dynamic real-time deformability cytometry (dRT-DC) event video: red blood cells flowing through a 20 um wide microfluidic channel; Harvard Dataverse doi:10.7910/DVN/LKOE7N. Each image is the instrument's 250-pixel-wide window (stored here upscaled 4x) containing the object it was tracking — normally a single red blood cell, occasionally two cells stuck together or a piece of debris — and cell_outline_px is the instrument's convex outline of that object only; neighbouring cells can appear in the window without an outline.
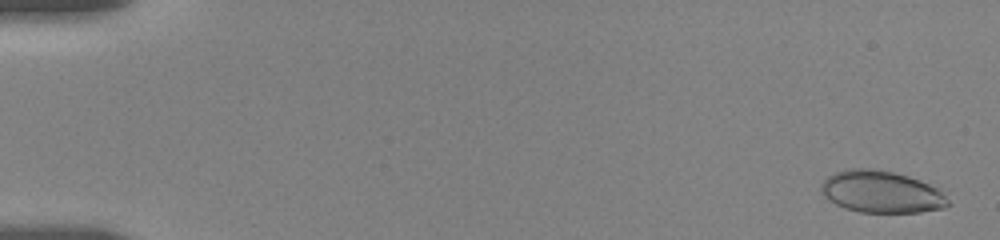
{"species": "human", "species_latin": "Homo sapiens", "temperature_condition": "room temperature", "stored_images_in_passage": 39, "camera_frame_rate_fps": 3000, "um_per_image_px": 0.085, "donor": {"sex": "female"}, "frame": {"image": 1, "passage_image": 2, "time_ms": 0.333, "image_size_px": [1000, 240], "cell_outline_px": [[952, 204], [944, 208], [920, 212], [860, 212], [844, 208], [836, 204], [824, 196], [820, 188], [820, 184], [828, 176], [836, 172], [848, 168], [872, 168], [892, 172], [908, 176], [920, 180], [936, 188]], "centroid_in_image_um": [74.89, 16.31], "position_along_channel_um": 10.1, "area_um2": 30.92}}
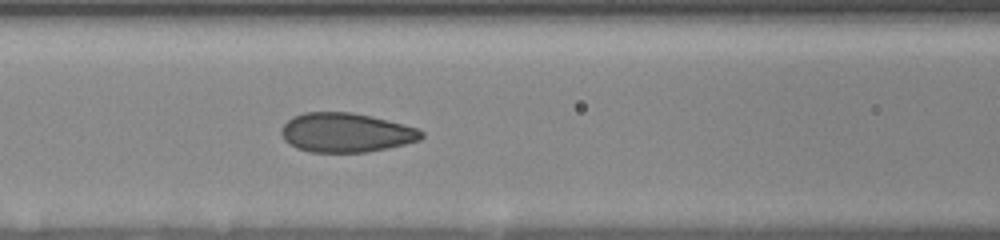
{"frame": {"image": 2, "passage_image": 25, "time_ms": 8.0, "image_size_px": [1000, 240], "cell_outline_px": [[424, 136], [420, 140], [388, 148], [368, 152], [308, 152], [296, 148], [288, 144], [284, 140], [280, 132], [280, 128], [292, 116], [304, 112], [352, 112], [372, 116], [416, 128], [424, 132]], "centroid_in_image_um": [29.36, 11.27], "position_along_channel_um": 137.2, "area_um2": 32.25}}
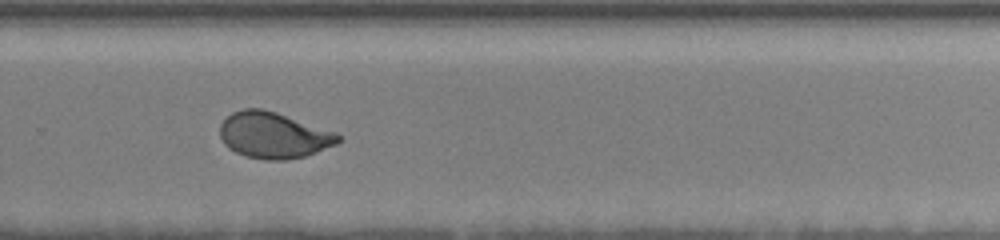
{"frame": {"image": 3, "passage_image": 39, "time_ms": 12.667, "image_size_px": [1000, 240], "cell_outline_px": [[340, 140], [336, 144], [316, 152], [304, 156], [284, 160], [264, 160], [244, 156], [228, 148], [224, 144], [220, 136], [220, 124], [232, 112], [244, 108], [264, 108], [336, 132], [340, 136]], "centroid_in_image_um": [23.23, 11.49], "position_along_channel_um": 306.6, "area_um2": 31.79}}